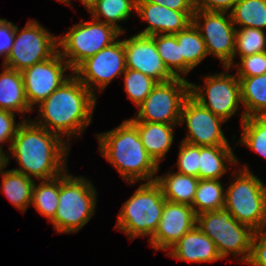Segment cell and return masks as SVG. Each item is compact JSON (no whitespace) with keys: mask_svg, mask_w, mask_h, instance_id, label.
I'll return each mask as SVG.
<instances>
[{"mask_svg":"<svg viewBox=\"0 0 266 266\" xmlns=\"http://www.w3.org/2000/svg\"><path fill=\"white\" fill-rule=\"evenodd\" d=\"M239 0H195V9L204 11L227 12Z\"/></svg>","mask_w":266,"mask_h":266,"instance_id":"obj_40","label":"cell"},{"mask_svg":"<svg viewBox=\"0 0 266 266\" xmlns=\"http://www.w3.org/2000/svg\"><path fill=\"white\" fill-rule=\"evenodd\" d=\"M264 230L254 232L251 253L247 264L266 266V232Z\"/></svg>","mask_w":266,"mask_h":266,"instance_id":"obj_37","label":"cell"},{"mask_svg":"<svg viewBox=\"0 0 266 266\" xmlns=\"http://www.w3.org/2000/svg\"><path fill=\"white\" fill-rule=\"evenodd\" d=\"M241 64L236 63L238 68L237 77H252L266 73V51L241 57Z\"/></svg>","mask_w":266,"mask_h":266,"instance_id":"obj_36","label":"cell"},{"mask_svg":"<svg viewBox=\"0 0 266 266\" xmlns=\"http://www.w3.org/2000/svg\"><path fill=\"white\" fill-rule=\"evenodd\" d=\"M242 129L240 143L266 158V116L246 117Z\"/></svg>","mask_w":266,"mask_h":266,"instance_id":"obj_32","label":"cell"},{"mask_svg":"<svg viewBox=\"0 0 266 266\" xmlns=\"http://www.w3.org/2000/svg\"><path fill=\"white\" fill-rule=\"evenodd\" d=\"M57 52L58 37L53 36L36 20H29L21 32L15 25L14 43L2 65L22 72L53 57Z\"/></svg>","mask_w":266,"mask_h":266,"instance_id":"obj_10","label":"cell"},{"mask_svg":"<svg viewBox=\"0 0 266 266\" xmlns=\"http://www.w3.org/2000/svg\"><path fill=\"white\" fill-rule=\"evenodd\" d=\"M9 163V157H6V164L0 170L2 175V192L8 197L9 201L19 210L26 211L31 205L34 180L13 169L3 172V169Z\"/></svg>","mask_w":266,"mask_h":266,"instance_id":"obj_22","label":"cell"},{"mask_svg":"<svg viewBox=\"0 0 266 266\" xmlns=\"http://www.w3.org/2000/svg\"><path fill=\"white\" fill-rule=\"evenodd\" d=\"M6 157H7V154L0 152V170L6 164Z\"/></svg>","mask_w":266,"mask_h":266,"instance_id":"obj_43","label":"cell"},{"mask_svg":"<svg viewBox=\"0 0 266 266\" xmlns=\"http://www.w3.org/2000/svg\"><path fill=\"white\" fill-rule=\"evenodd\" d=\"M58 1L70 5V0H58ZM80 1L87 8L88 11H90L91 8L97 2V0H80Z\"/></svg>","mask_w":266,"mask_h":266,"instance_id":"obj_42","label":"cell"},{"mask_svg":"<svg viewBox=\"0 0 266 266\" xmlns=\"http://www.w3.org/2000/svg\"><path fill=\"white\" fill-rule=\"evenodd\" d=\"M123 40H116L94 56L88 57L74 70L75 76L93 93L104 88L126 70ZM95 86V87H94Z\"/></svg>","mask_w":266,"mask_h":266,"instance_id":"obj_13","label":"cell"},{"mask_svg":"<svg viewBox=\"0 0 266 266\" xmlns=\"http://www.w3.org/2000/svg\"><path fill=\"white\" fill-rule=\"evenodd\" d=\"M190 95V82L184 77L157 83L151 93L138 106L131 122H157L178 125L185 99Z\"/></svg>","mask_w":266,"mask_h":266,"instance_id":"obj_9","label":"cell"},{"mask_svg":"<svg viewBox=\"0 0 266 266\" xmlns=\"http://www.w3.org/2000/svg\"><path fill=\"white\" fill-rule=\"evenodd\" d=\"M22 122L15 125V113L0 109V144L9 141L12 144L17 130ZM0 152L3 153L0 145Z\"/></svg>","mask_w":266,"mask_h":266,"instance_id":"obj_38","label":"cell"},{"mask_svg":"<svg viewBox=\"0 0 266 266\" xmlns=\"http://www.w3.org/2000/svg\"><path fill=\"white\" fill-rule=\"evenodd\" d=\"M59 176L42 180L40 185L34 184L31 206L51 221L59 204Z\"/></svg>","mask_w":266,"mask_h":266,"instance_id":"obj_30","label":"cell"},{"mask_svg":"<svg viewBox=\"0 0 266 266\" xmlns=\"http://www.w3.org/2000/svg\"><path fill=\"white\" fill-rule=\"evenodd\" d=\"M241 101L245 110L241 120L251 116H266V73L252 77H237Z\"/></svg>","mask_w":266,"mask_h":266,"instance_id":"obj_24","label":"cell"},{"mask_svg":"<svg viewBox=\"0 0 266 266\" xmlns=\"http://www.w3.org/2000/svg\"><path fill=\"white\" fill-rule=\"evenodd\" d=\"M151 37L155 40L157 51L167 69L175 77L182 78L180 73L183 74V56L175 34H156Z\"/></svg>","mask_w":266,"mask_h":266,"instance_id":"obj_31","label":"cell"},{"mask_svg":"<svg viewBox=\"0 0 266 266\" xmlns=\"http://www.w3.org/2000/svg\"><path fill=\"white\" fill-rule=\"evenodd\" d=\"M225 190V204L232 216L254 231L266 227V186L247 167L239 170Z\"/></svg>","mask_w":266,"mask_h":266,"instance_id":"obj_6","label":"cell"},{"mask_svg":"<svg viewBox=\"0 0 266 266\" xmlns=\"http://www.w3.org/2000/svg\"><path fill=\"white\" fill-rule=\"evenodd\" d=\"M15 25L6 19H0V56L4 61L14 43Z\"/></svg>","mask_w":266,"mask_h":266,"instance_id":"obj_39","label":"cell"},{"mask_svg":"<svg viewBox=\"0 0 266 266\" xmlns=\"http://www.w3.org/2000/svg\"><path fill=\"white\" fill-rule=\"evenodd\" d=\"M186 122L187 136L182 140L195 146L229 145L221 125L222 118L213 114L189 95L182 106L180 124Z\"/></svg>","mask_w":266,"mask_h":266,"instance_id":"obj_14","label":"cell"},{"mask_svg":"<svg viewBox=\"0 0 266 266\" xmlns=\"http://www.w3.org/2000/svg\"><path fill=\"white\" fill-rule=\"evenodd\" d=\"M196 226V214L190 205L165 201L158 229L149 239L154 250H170Z\"/></svg>","mask_w":266,"mask_h":266,"instance_id":"obj_17","label":"cell"},{"mask_svg":"<svg viewBox=\"0 0 266 266\" xmlns=\"http://www.w3.org/2000/svg\"><path fill=\"white\" fill-rule=\"evenodd\" d=\"M125 92L138 107L157 85V81L134 69L124 72Z\"/></svg>","mask_w":266,"mask_h":266,"instance_id":"obj_34","label":"cell"},{"mask_svg":"<svg viewBox=\"0 0 266 266\" xmlns=\"http://www.w3.org/2000/svg\"><path fill=\"white\" fill-rule=\"evenodd\" d=\"M229 13L234 25L266 29V0H239Z\"/></svg>","mask_w":266,"mask_h":266,"instance_id":"obj_29","label":"cell"},{"mask_svg":"<svg viewBox=\"0 0 266 266\" xmlns=\"http://www.w3.org/2000/svg\"><path fill=\"white\" fill-rule=\"evenodd\" d=\"M96 99L95 94L71 75L37 106L40 118L33 122L59 136L79 135L91 124Z\"/></svg>","mask_w":266,"mask_h":266,"instance_id":"obj_2","label":"cell"},{"mask_svg":"<svg viewBox=\"0 0 266 266\" xmlns=\"http://www.w3.org/2000/svg\"><path fill=\"white\" fill-rule=\"evenodd\" d=\"M175 36L183 56V75H187L208 55L206 45L193 22Z\"/></svg>","mask_w":266,"mask_h":266,"instance_id":"obj_26","label":"cell"},{"mask_svg":"<svg viewBox=\"0 0 266 266\" xmlns=\"http://www.w3.org/2000/svg\"><path fill=\"white\" fill-rule=\"evenodd\" d=\"M161 187L164 198L167 201L192 206L199 178L181 174L167 173L156 177L155 180Z\"/></svg>","mask_w":266,"mask_h":266,"instance_id":"obj_25","label":"cell"},{"mask_svg":"<svg viewBox=\"0 0 266 266\" xmlns=\"http://www.w3.org/2000/svg\"><path fill=\"white\" fill-rule=\"evenodd\" d=\"M225 161L238 164L229 145L200 146L199 179H220L227 172Z\"/></svg>","mask_w":266,"mask_h":266,"instance_id":"obj_23","label":"cell"},{"mask_svg":"<svg viewBox=\"0 0 266 266\" xmlns=\"http://www.w3.org/2000/svg\"><path fill=\"white\" fill-rule=\"evenodd\" d=\"M166 199L156 181L142 183L122 206L116 229L129 238L153 236L158 229Z\"/></svg>","mask_w":266,"mask_h":266,"instance_id":"obj_5","label":"cell"},{"mask_svg":"<svg viewBox=\"0 0 266 266\" xmlns=\"http://www.w3.org/2000/svg\"><path fill=\"white\" fill-rule=\"evenodd\" d=\"M177 160L178 173L198 178L200 146L181 142Z\"/></svg>","mask_w":266,"mask_h":266,"instance_id":"obj_35","label":"cell"},{"mask_svg":"<svg viewBox=\"0 0 266 266\" xmlns=\"http://www.w3.org/2000/svg\"><path fill=\"white\" fill-rule=\"evenodd\" d=\"M0 74V109L22 114L32 111L25 95L22 73L3 66Z\"/></svg>","mask_w":266,"mask_h":266,"instance_id":"obj_21","label":"cell"},{"mask_svg":"<svg viewBox=\"0 0 266 266\" xmlns=\"http://www.w3.org/2000/svg\"><path fill=\"white\" fill-rule=\"evenodd\" d=\"M123 43L127 69L142 72L158 83L175 78L165 66L157 51L155 40L151 36L136 34L124 39Z\"/></svg>","mask_w":266,"mask_h":266,"instance_id":"obj_16","label":"cell"},{"mask_svg":"<svg viewBox=\"0 0 266 266\" xmlns=\"http://www.w3.org/2000/svg\"><path fill=\"white\" fill-rule=\"evenodd\" d=\"M140 18L149 25L139 35L176 34L192 23L195 11H175L165 6L137 0L136 10Z\"/></svg>","mask_w":266,"mask_h":266,"instance_id":"obj_18","label":"cell"},{"mask_svg":"<svg viewBox=\"0 0 266 266\" xmlns=\"http://www.w3.org/2000/svg\"><path fill=\"white\" fill-rule=\"evenodd\" d=\"M68 30L70 31L62 38L58 36V52L72 71L85 59L111 45L123 34L114 26L93 18L92 21H84Z\"/></svg>","mask_w":266,"mask_h":266,"instance_id":"obj_8","label":"cell"},{"mask_svg":"<svg viewBox=\"0 0 266 266\" xmlns=\"http://www.w3.org/2000/svg\"><path fill=\"white\" fill-rule=\"evenodd\" d=\"M95 187L84 177H73L67 170L59 176V204L50 221L59 233H72L91 219L96 207Z\"/></svg>","mask_w":266,"mask_h":266,"instance_id":"obj_4","label":"cell"},{"mask_svg":"<svg viewBox=\"0 0 266 266\" xmlns=\"http://www.w3.org/2000/svg\"><path fill=\"white\" fill-rule=\"evenodd\" d=\"M226 13L195 9L192 22L205 42L208 55L217 57L223 62V67L229 70L233 65L237 27L230 13L225 16ZM202 18L203 24L199 23L203 21Z\"/></svg>","mask_w":266,"mask_h":266,"instance_id":"obj_11","label":"cell"},{"mask_svg":"<svg viewBox=\"0 0 266 266\" xmlns=\"http://www.w3.org/2000/svg\"><path fill=\"white\" fill-rule=\"evenodd\" d=\"M223 191L219 179H199L192 202L195 214L224 208L225 191Z\"/></svg>","mask_w":266,"mask_h":266,"instance_id":"obj_27","label":"cell"},{"mask_svg":"<svg viewBox=\"0 0 266 266\" xmlns=\"http://www.w3.org/2000/svg\"><path fill=\"white\" fill-rule=\"evenodd\" d=\"M99 152L127 183L155 181L159 166L149 156L140 140L137 127L128 119L115 129L97 135Z\"/></svg>","mask_w":266,"mask_h":266,"instance_id":"obj_3","label":"cell"},{"mask_svg":"<svg viewBox=\"0 0 266 266\" xmlns=\"http://www.w3.org/2000/svg\"><path fill=\"white\" fill-rule=\"evenodd\" d=\"M66 69L72 70L64 58L57 52L53 57L24 69L21 73L24 80V89L29 106L40 104L59 86L66 82Z\"/></svg>","mask_w":266,"mask_h":266,"instance_id":"obj_15","label":"cell"},{"mask_svg":"<svg viewBox=\"0 0 266 266\" xmlns=\"http://www.w3.org/2000/svg\"><path fill=\"white\" fill-rule=\"evenodd\" d=\"M27 121L23 118L12 144L8 146L11 155L13 154L12 158L20 165L19 169L13 170L42 180L60 176L67 170L65 162L69 142L61 139L64 137L36 125L31 119Z\"/></svg>","mask_w":266,"mask_h":266,"instance_id":"obj_1","label":"cell"},{"mask_svg":"<svg viewBox=\"0 0 266 266\" xmlns=\"http://www.w3.org/2000/svg\"><path fill=\"white\" fill-rule=\"evenodd\" d=\"M137 0H97L89 11L92 18L103 23L110 24L121 33L125 30L117 23L130 17L131 11L136 10ZM104 16V20L100 19Z\"/></svg>","mask_w":266,"mask_h":266,"instance_id":"obj_28","label":"cell"},{"mask_svg":"<svg viewBox=\"0 0 266 266\" xmlns=\"http://www.w3.org/2000/svg\"><path fill=\"white\" fill-rule=\"evenodd\" d=\"M138 130L140 140L145 150L159 166L166 153L169 151L173 140L174 124L157 122H132Z\"/></svg>","mask_w":266,"mask_h":266,"instance_id":"obj_20","label":"cell"},{"mask_svg":"<svg viewBox=\"0 0 266 266\" xmlns=\"http://www.w3.org/2000/svg\"><path fill=\"white\" fill-rule=\"evenodd\" d=\"M204 78V89L190 83V95L213 114L227 121L242 103L239 79L225 72Z\"/></svg>","mask_w":266,"mask_h":266,"instance_id":"obj_12","label":"cell"},{"mask_svg":"<svg viewBox=\"0 0 266 266\" xmlns=\"http://www.w3.org/2000/svg\"><path fill=\"white\" fill-rule=\"evenodd\" d=\"M196 226L215 243L222 259L229 254L242 255L240 261L248 262L255 231L238 222L227 209L196 215Z\"/></svg>","mask_w":266,"mask_h":266,"instance_id":"obj_7","label":"cell"},{"mask_svg":"<svg viewBox=\"0 0 266 266\" xmlns=\"http://www.w3.org/2000/svg\"><path fill=\"white\" fill-rule=\"evenodd\" d=\"M168 255L178 260L200 263L222 259L215 243L197 226L185 233Z\"/></svg>","mask_w":266,"mask_h":266,"instance_id":"obj_19","label":"cell"},{"mask_svg":"<svg viewBox=\"0 0 266 266\" xmlns=\"http://www.w3.org/2000/svg\"><path fill=\"white\" fill-rule=\"evenodd\" d=\"M175 11H195L194 0H145Z\"/></svg>","mask_w":266,"mask_h":266,"instance_id":"obj_41","label":"cell"},{"mask_svg":"<svg viewBox=\"0 0 266 266\" xmlns=\"http://www.w3.org/2000/svg\"><path fill=\"white\" fill-rule=\"evenodd\" d=\"M265 51V31L250 27L236 29L234 58L237 55V52L241 58Z\"/></svg>","mask_w":266,"mask_h":266,"instance_id":"obj_33","label":"cell"}]
</instances>
